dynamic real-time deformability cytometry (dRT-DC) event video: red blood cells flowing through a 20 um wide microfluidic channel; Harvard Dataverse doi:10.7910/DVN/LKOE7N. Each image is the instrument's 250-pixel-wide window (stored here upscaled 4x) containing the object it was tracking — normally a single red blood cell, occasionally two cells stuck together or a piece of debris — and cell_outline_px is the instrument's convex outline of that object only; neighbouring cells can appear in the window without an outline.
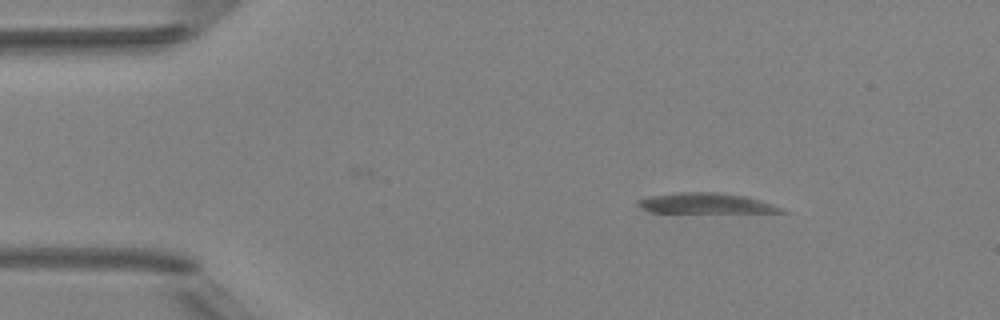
{"species": "Egyptian fruit bat (a non-hibernating species)", "species_latin": "Rousettus aegyptiacus", "temperature_condition": "room temperature", "stored_images_in_passage": 2, "camera_frame_rate_fps": 3000, "um_per_image_px": 0.085, "animal": {"sex": "female"}, "frame": {"image": 1, "passage_image": 1, "time_ms": 0.0, "image_size_px": [1000, 320], "cell_outline_px": [[792, 212], [648, 212], [640, 208], [636, 204], [636, 200], [652, 196], [680, 192], [716, 192], [744, 196]], "centroid_in_image_um": [59.85, 17.29], "position_along_channel_um": 25.1, "area_um2": 16.59}}